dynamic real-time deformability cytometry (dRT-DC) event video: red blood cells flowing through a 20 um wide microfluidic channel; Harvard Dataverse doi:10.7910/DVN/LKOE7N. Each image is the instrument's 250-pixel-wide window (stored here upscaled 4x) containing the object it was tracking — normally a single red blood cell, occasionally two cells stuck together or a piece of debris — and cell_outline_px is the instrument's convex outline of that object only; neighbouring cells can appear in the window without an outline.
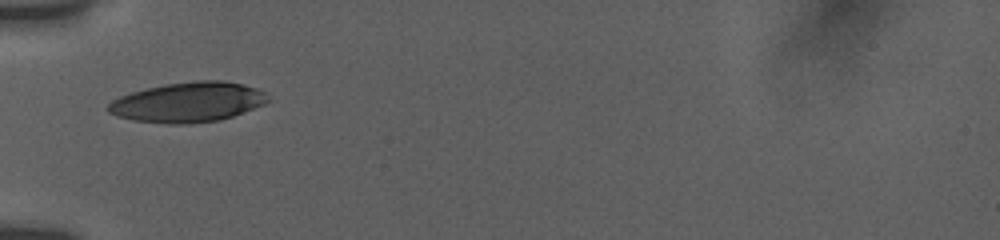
{"species": "human", "species_latin": "Homo sapiens", "temperature_condition": "room temperature", "stored_images_in_passage": 50, "camera_frame_rate_fps": 3000, "um_per_image_px": 0.085, "donor": {"sex": "female"}, "frame": {"image": 1, "passage_image": 1, "time_ms": 0.0, "image_size_px": [1000, 240], "cell_outline_px": [[268, 100], [264, 104], [232, 116], [220, 120], [184, 124], [168, 124], [132, 120], [108, 112], [104, 108], [112, 100], [120, 96], [132, 92], [148, 88], [168, 84], [196, 80], [224, 80], [256, 88], [264, 92]], "centroid_in_image_um": [15.95, 8.69], "position_along_channel_um": 69.1, "area_um2": 36.88}}
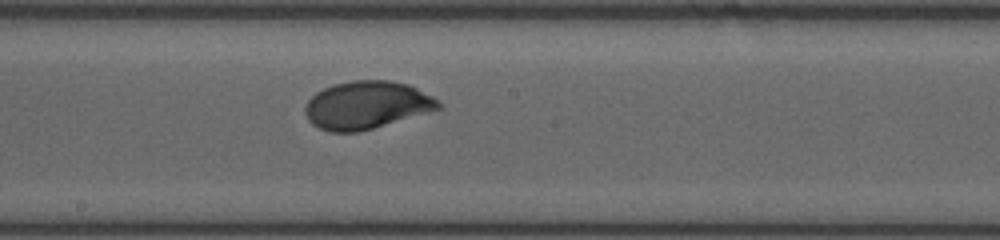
{"frame": {"image": 2, "passage_image": 16, "time_ms": 4.0, "image_size_px": [1000, 240], "cell_outline_px": [[440, 108], [372, 128], [356, 132], [328, 132], [312, 124], [308, 120], [304, 112], [304, 108], [308, 100], [316, 92], [332, 84], [352, 80], [388, 80], [408, 84], [440, 100]], "centroid_in_image_um": [31.11, 8.92], "position_along_channel_um": 217.1, "area_um2": 36.88}}
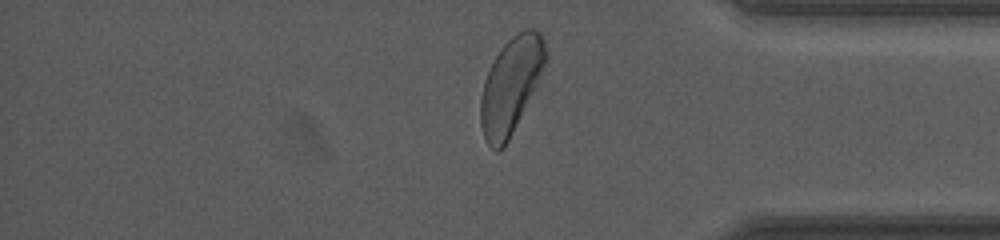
{"frame": {"image": 3, "passage_image": 41, "time_ms": 9.0, "image_size_px": [1000, 240], "cell_outline_px": [[548, 56], [536, 88], [504, 148], [496, 152], [488, 144], [484, 136], [480, 124], [480, 100], [484, 80], [496, 56], [504, 44], [512, 36], [524, 28], [536, 28], [540, 32], [544, 40], [548, 52]], "centroid_in_image_um": [43.45, 7.24], "position_along_channel_um": 391.8, "area_um2": 36.41}, "authors_computed_cell_mechanics": {"area_um2": 36.8764, "velocity_mm_per_s": 3.7614, "shape_relaxation_time_tau1_ms": 2.5144, "shape_relaxation_time_tau2_ms": null, "deformation_change_tau1": 0.1298, "deformation_change_tau2": null}}